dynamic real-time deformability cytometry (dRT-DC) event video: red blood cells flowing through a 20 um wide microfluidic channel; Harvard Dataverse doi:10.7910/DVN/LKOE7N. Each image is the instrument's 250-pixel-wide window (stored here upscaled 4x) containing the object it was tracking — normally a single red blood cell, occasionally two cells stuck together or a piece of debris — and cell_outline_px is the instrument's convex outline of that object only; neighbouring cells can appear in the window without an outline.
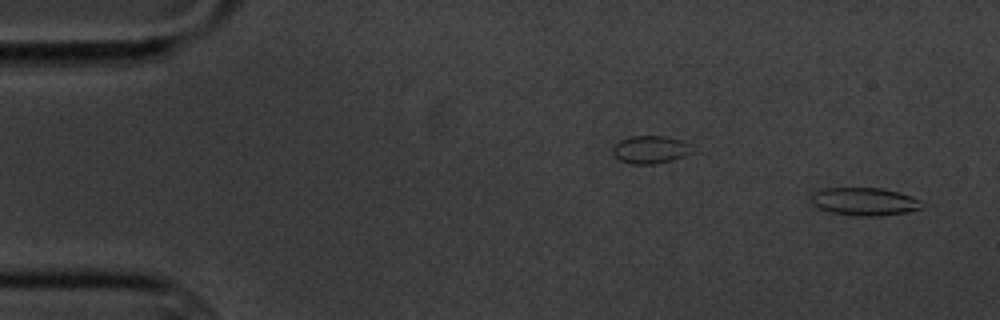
{"species": "common noctule bat (a hibernating species)", "species_latin": "Nyctalus noctula", "temperature_condition": "cold", "stored_images_in_passage": 4, "segment_of_instrument_passage": [2, 2], "camera_frame_rate_fps": 3000, "um_per_image_px": 0.085, "animal": {"sex": "male", "body_mass_g": 20.1, "forearm_length_mm": 53.5}, "frame": {"image": 1, "passage_image": 4, "time_ms": 3.333, "image_size_px": [1000, 320], "cell_outline_px": [[924, 208], [908, 212], [880, 216], [856, 216], [828, 212], [812, 204], [812, 192], [824, 188], [880, 188], [900, 192], [912, 196], [920, 200]], "centroid_in_image_um": [73.5, 17.14], "position_along_channel_um": 11.5, "area_um2": 18.21}}